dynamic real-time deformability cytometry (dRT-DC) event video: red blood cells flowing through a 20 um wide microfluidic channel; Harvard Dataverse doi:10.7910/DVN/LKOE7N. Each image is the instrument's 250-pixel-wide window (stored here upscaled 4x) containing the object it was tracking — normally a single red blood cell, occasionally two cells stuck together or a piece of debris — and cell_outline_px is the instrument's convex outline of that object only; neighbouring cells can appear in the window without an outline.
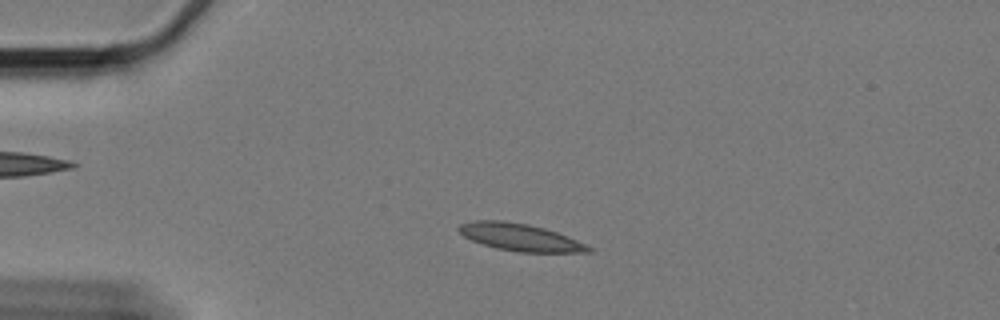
{"species": "Egyptian fruit bat (a non-hibernating species)", "species_latin": "Rousettus aegyptiacus", "temperature_condition": "cold", "stored_images_in_passage": 59, "camera_frame_rate_fps": 3000, "um_per_image_px": 0.085, "animal": {"sex": "female"}, "frame": {"image": 1, "passage_image": 12, "time_ms": 3.667, "image_size_px": [1000, 320], "cell_outline_px": [[592, 252], [516, 252], [496, 248], [480, 244], [464, 236], [456, 228], [460, 224], [476, 220], [500, 220], [528, 224], [544, 228], [556, 232], [576, 240], [592, 248]], "centroid_in_image_um": [44.16, 20.17], "position_along_channel_um": 40.8, "area_um2": 20.46}}
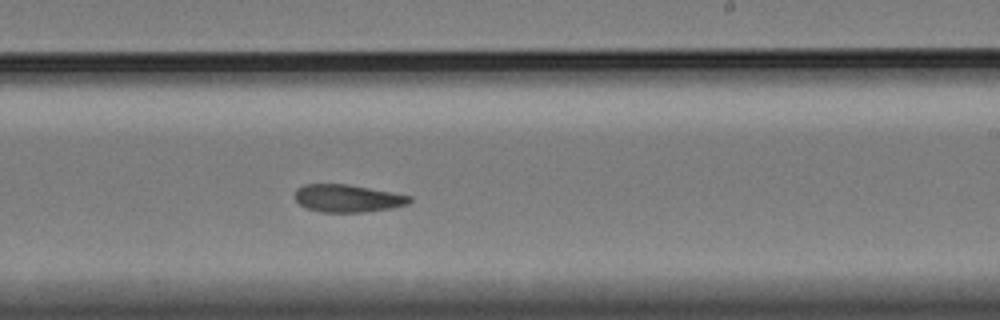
{"frame": {"image": 2, "passage_image": 35, "time_ms": 11.333, "image_size_px": [1000, 320], "cell_outline_px": [[412, 200], [408, 204], [392, 208], [364, 212], [320, 212], [308, 208], [300, 204], [296, 200], [296, 188], [304, 184], [348, 184], [412, 196]], "centroid_in_image_um": [29.56, 16.85], "position_along_channel_um": 259.4, "area_um2": 18.38}}
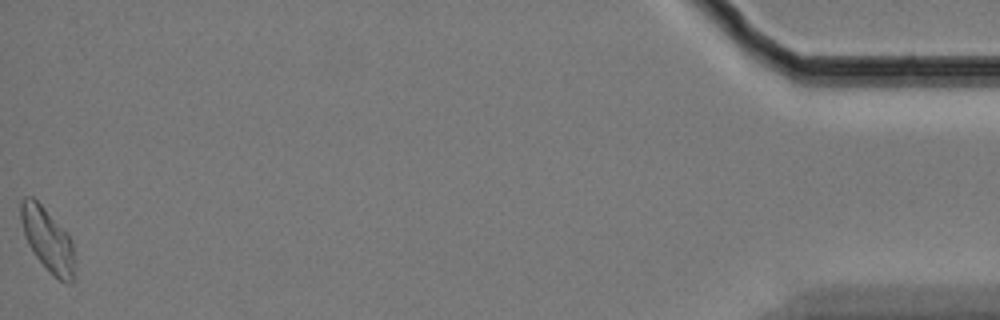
{"frame": {"image": 3, "passage_image": 59, "time_ms": 19.333, "image_size_px": [1000, 320], "cell_outline_px": [[72, 280], [68, 284], [60, 280], [36, 256], [28, 244], [20, 220], [20, 200], [24, 196], [32, 196], [44, 208], [68, 236], [72, 244]], "centroid_in_image_um": [3.97, 20.29], "position_along_channel_um": 431.2, "area_um2": 18.79}}